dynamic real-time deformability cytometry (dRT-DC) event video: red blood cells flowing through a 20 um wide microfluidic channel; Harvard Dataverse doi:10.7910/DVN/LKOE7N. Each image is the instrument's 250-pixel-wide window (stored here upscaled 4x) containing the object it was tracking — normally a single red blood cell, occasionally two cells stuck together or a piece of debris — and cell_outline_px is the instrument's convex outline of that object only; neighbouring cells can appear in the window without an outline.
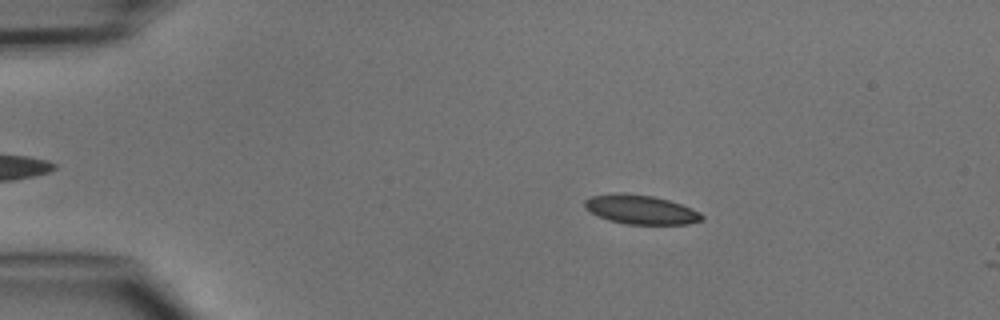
{"species": "common noctule bat (a hibernating species)", "species_latin": "Nyctalus noctula", "temperature_condition": "cold", "stored_images_in_passage": 4, "camera_frame_rate_fps": 3000, "um_per_image_px": 0.085, "animal": {"sex": "male", "body_mass_g": 15.6}, "frame": {"image": 1, "passage_image": 2, "time_ms": 1.0, "image_size_px": [1000, 320], "cell_outline_px": [[704, 220], [688, 224], [628, 224], [608, 220], [584, 208], [584, 200], [592, 196], [616, 192], [620, 192], [652, 196], [668, 200], [692, 208], [700, 212], [704, 216]], "centroid_in_image_um": [54.48, 17.81], "position_along_channel_um": 30.5, "area_um2": 19.88}}
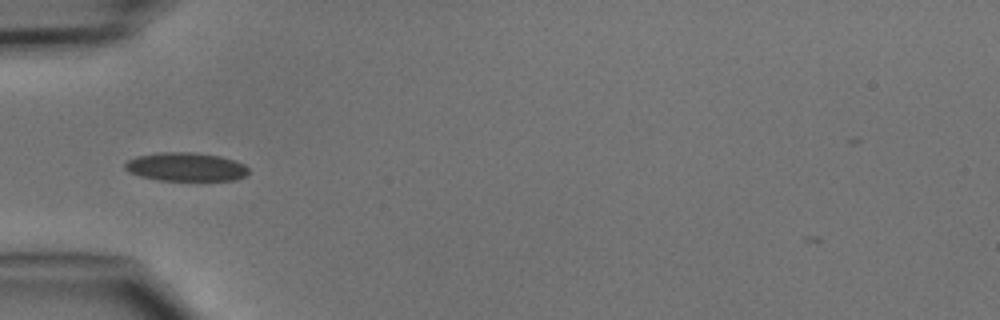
{"frame": {"image": 2, "passage_image": 4, "time_ms": 3.333, "image_size_px": [1000, 320], "cell_outline_px": [[248, 172], [244, 176], [236, 180], [160, 180], [140, 176], [128, 172], [124, 168], [124, 164], [128, 160], [136, 156], [160, 152], [196, 152], [220, 156], [244, 164], [248, 168]], "centroid_in_image_um": [15.77, 14.18], "position_along_channel_um": 69.2, "area_um2": 20.58}}